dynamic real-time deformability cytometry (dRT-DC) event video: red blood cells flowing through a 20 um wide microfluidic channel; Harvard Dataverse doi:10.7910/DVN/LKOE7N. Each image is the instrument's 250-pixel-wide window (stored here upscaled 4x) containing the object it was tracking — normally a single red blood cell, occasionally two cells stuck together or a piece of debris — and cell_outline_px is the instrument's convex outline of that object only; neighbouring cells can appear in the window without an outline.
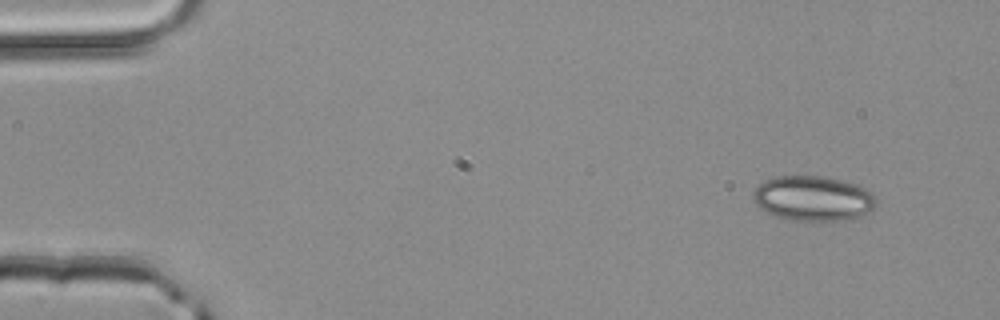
{"species": "common noctule bat (a hibernating species)", "species_latin": "Nyctalus noctula", "temperature_condition": "room temperature", "stored_images_in_passage": 47, "camera_frame_rate_fps": 3000, "um_per_image_px": 0.085, "animal": {"sex": "male", "body_mass_g": 20.4}, "frame": {"image": 1, "passage_image": 1, "time_ms": 0.0, "image_size_px": [1000, 320], "cell_outline_px": [[876, 204], [864, 216], [852, 220], [784, 220], [772, 216], [764, 212], [752, 200], [752, 192], [764, 180], [776, 176], [820, 176], [840, 180], [856, 184], [868, 188], [876, 196]], "centroid_in_image_um": [69.1, 16.88], "position_along_channel_um": 15.9, "area_um2": 32.83}}
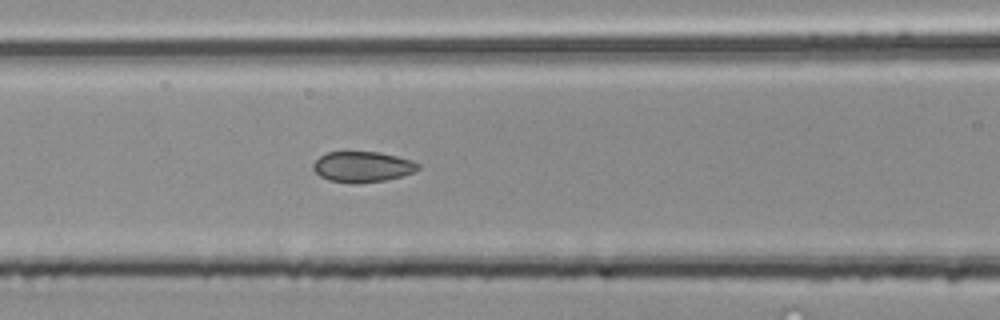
{"frame": {"image": 2, "passage_image": 18, "time_ms": 5.667, "image_size_px": [1000, 320], "cell_outline_px": [[420, 168], [412, 172], [400, 176], [384, 180], [356, 184], [328, 180], [320, 176], [312, 168], [312, 164], [320, 156], [328, 152], [380, 152], [412, 160], [420, 164]], "centroid_in_image_um": [30.79, 14.18], "position_along_channel_um": 135.8, "area_um2": 18.67}}
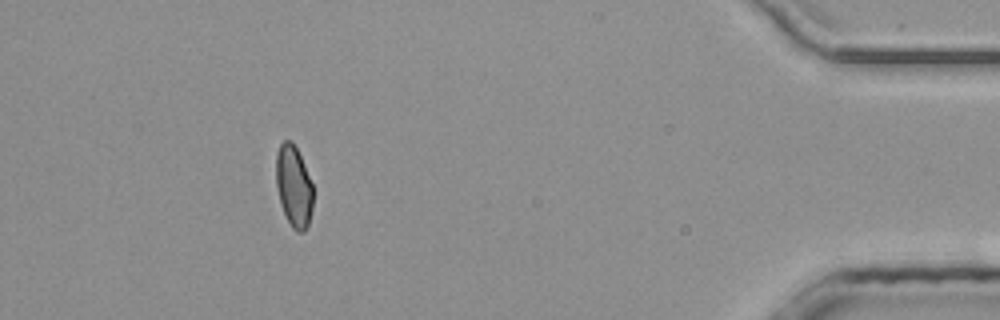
{"frame": {"image": 3, "passage_image": 42, "time_ms": 13.667, "image_size_px": [1000, 320], "cell_outline_px": [[312, 208], [308, 224], [304, 232], [296, 232], [292, 228], [280, 204], [276, 184], [276, 152], [280, 144], [284, 140], [292, 140], [304, 164], [312, 184]], "centroid_in_image_um": [24.95, 15.83], "position_along_channel_um": 410.2, "area_um2": 17.51}, "authors_computed_cell_mechanics": {"area_um2": 18.5538, "velocity_mm_per_s": 4.1863, "shape_relaxation_time_tau1_ms": null, "shape_relaxation_time_tau2_ms": 1.7672, "deformation_change_tau1": null, "deformation_change_tau2": 0.0703}}